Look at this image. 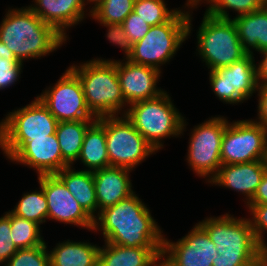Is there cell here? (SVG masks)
<instances>
[{
	"instance_id": "6da1fadb",
	"label": "cell",
	"mask_w": 267,
	"mask_h": 266,
	"mask_svg": "<svg viewBox=\"0 0 267 266\" xmlns=\"http://www.w3.org/2000/svg\"><path fill=\"white\" fill-rule=\"evenodd\" d=\"M95 230V231H94ZM104 241L127 247H163L164 234L149 208L135 194L104 208L94 219L93 231Z\"/></svg>"
},
{
	"instance_id": "7a4b0ae2",
	"label": "cell",
	"mask_w": 267,
	"mask_h": 266,
	"mask_svg": "<svg viewBox=\"0 0 267 266\" xmlns=\"http://www.w3.org/2000/svg\"><path fill=\"white\" fill-rule=\"evenodd\" d=\"M53 26L42 21L28 6L8 9L0 24V41L20 62L43 57L66 42Z\"/></svg>"
},
{
	"instance_id": "3957f363",
	"label": "cell",
	"mask_w": 267,
	"mask_h": 266,
	"mask_svg": "<svg viewBox=\"0 0 267 266\" xmlns=\"http://www.w3.org/2000/svg\"><path fill=\"white\" fill-rule=\"evenodd\" d=\"M198 224L217 248L212 266H254L258 244L248 218L233 215L208 217Z\"/></svg>"
},
{
	"instance_id": "277c9868",
	"label": "cell",
	"mask_w": 267,
	"mask_h": 266,
	"mask_svg": "<svg viewBox=\"0 0 267 266\" xmlns=\"http://www.w3.org/2000/svg\"><path fill=\"white\" fill-rule=\"evenodd\" d=\"M69 68L80 79L86 104L96 118L124 115L126 101L113 61L96 58Z\"/></svg>"
},
{
	"instance_id": "5b68a950",
	"label": "cell",
	"mask_w": 267,
	"mask_h": 266,
	"mask_svg": "<svg viewBox=\"0 0 267 266\" xmlns=\"http://www.w3.org/2000/svg\"><path fill=\"white\" fill-rule=\"evenodd\" d=\"M128 107L124 115L156 152L163 148L162 139L179 137L185 131L186 121L166 91L156 98L137 101Z\"/></svg>"
},
{
	"instance_id": "8992f818",
	"label": "cell",
	"mask_w": 267,
	"mask_h": 266,
	"mask_svg": "<svg viewBox=\"0 0 267 266\" xmlns=\"http://www.w3.org/2000/svg\"><path fill=\"white\" fill-rule=\"evenodd\" d=\"M192 14L179 11L167 22L151 26L148 33L133 43L128 60L135 64L151 66L161 71L160 66L170 61L191 33Z\"/></svg>"
},
{
	"instance_id": "52a82bcc",
	"label": "cell",
	"mask_w": 267,
	"mask_h": 266,
	"mask_svg": "<svg viewBox=\"0 0 267 266\" xmlns=\"http://www.w3.org/2000/svg\"><path fill=\"white\" fill-rule=\"evenodd\" d=\"M58 120L36 97L0 122V148L10 159L27 141L56 133Z\"/></svg>"
},
{
	"instance_id": "ba28073f",
	"label": "cell",
	"mask_w": 267,
	"mask_h": 266,
	"mask_svg": "<svg viewBox=\"0 0 267 266\" xmlns=\"http://www.w3.org/2000/svg\"><path fill=\"white\" fill-rule=\"evenodd\" d=\"M197 34V51L209 71L229 66L247 55L232 19L216 18L205 12Z\"/></svg>"
},
{
	"instance_id": "9c48e42d",
	"label": "cell",
	"mask_w": 267,
	"mask_h": 266,
	"mask_svg": "<svg viewBox=\"0 0 267 266\" xmlns=\"http://www.w3.org/2000/svg\"><path fill=\"white\" fill-rule=\"evenodd\" d=\"M104 127L110 166L135 169L156 150L145 140L133 123L118 115L97 118Z\"/></svg>"
},
{
	"instance_id": "30bf717a",
	"label": "cell",
	"mask_w": 267,
	"mask_h": 266,
	"mask_svg": "<svg viewBox=\"0 0 267 266\" xmlns=\"http://www.w3.org/2000/svg\"><path fill=\"white\" fill-rule=\"evenodd\" d=\"M227 125L225 117L217 116L195 126L191 131L186 160L197 176L207 177V182L222 165L221 144Z\"/></svg>"
},
{
	"instance_id": "8fae6325",
	"label": "cell",
	"mask_w": 267,
	"mask_h": 266,
	"mask_svg": "<svg viewBox=\"0 0 267 266\" xmlns=\"http://www.w3.org/2000/svg\"><path fill=\"white\" fill-rule=\"evenodd\" d=\"M267 129L251 120H238L228 125L221 144L223 165L266 160Z\"/></svg>"
},
{
	"instance_id": "7c38bea8",
	"label": "cell",
	"mask_w": 267,
	"mask_h": 266,
	"mask_svg": "<svg viewBox=\"0 0 267 266\" xmlns=\"http://www.w3.org/2000/svg\"><path fill=\"white\" fill-rule=\"evenodd\" d=\"M47 89L37 98L58 122L97 120L86 104L80 79L69 67L57 83Z\"/></svg>"
},
{
	"instance_id": "4fadbf2b",
	"label": "cell",
	"mask_w": 267,
	"mask_h": 266,
	"mask_svg": "<svg viewBox=\"0 0 267 266\" xmlns=\"http://www.w3.org/2000/svg\"><path fill=\"white\" fill-rule=\"evenodd\" d=\"M214 94L227 104L243 103L258 90L257 65L252 54L216 70L209 71Z\"/></svg>"
},
{
	"instance_id": "5bb4252c",
	"label": "cell",
	"mask_w": 267,
	"mask_h": 266,
	"mask_svg": "<svg viewBox=\"0 0 267 266\" xmlns=\"http://www.w3.org/2000/svg\"><path fill=\"white\" fill-rule=\"evenodd\" d=\"M193 227L177 242L164 237L161 266H212L217 248L198 223Z\"/></svg>"
},
{
	"instance_id": "9a60e30c",
	"label": "cell",
	"mask_w": 267,
	"mask_h": 266,
	"mask_svg": "<svg viewBox=\"0 0 267 266\" xmlns=\"http://www.w3.org/2000/svg\"><path fill=\"white\" fill-rule=\"evenodd\" d=\"M38 182L43 188L47 201V219L93 231L94 219L83 209L55 174L39 175Z\"/></svg>"
},
{
	"instance_id": "2e32d148",
	"label": "cell",
	"mask_w": 267,
	"mask_h": 266,
	"mask_svg": "<svg viewBox=\"0 0 267 266\" xmlns=\"http://www.w3.org/2000/svg\"><path fill=\"white\" fill-rule=\"evenodd\" d=\"M104 61H113L116 64L117 76L127 106L137 101L156 98L165 91L156 87L161 71L154 67L135 64L128 59L125 63L114 59Z\"/></svg>"
},
{
	"instance_id": "e0dca14e",
	"label": "cell",
	"mask_w": 267,
	"mask_h": 266,
	"mask_svg": "<svg viewBox=\"0 0 267 266\" xmlns=\"http://www.w3.org/2000/svg\"><path fill=\"white\" fill-rule=\"evenodd\" d=\"M9 160L34 168L39 175H52L70 166L61 155L56 134L27 141Z\"/></svg>"
},
{
	"instance_id": "ac0fdd59",
	"label": "cell",
	"mask_w": 267,
	"mask_h": 266,
	"mask_svg": "<svg viewBox=\"0 0 267 266\" xmlns=\"http://www.w3.org/2000/svg\"><path fill=\"white\" fill-rule=\"evenodd\" d=\"M267 170L266 160L221 165L217 174L208 182L242 193L248 204Z\"/></svg>"
},
{
	"instance_id": "d6986e66",
	"label": "cell",
	"mask_w": 267,
	"mask_h": 266,
	"mask_svg": "<svg viewBox=\"0 0 267 266\" xmlns=\"http://www.w3.org/2000/svg\"><path fill=\"white\" fill-rule=\"evenodd\" d=\"M28 6L42 21L67 38L66 30L85 18L84 0H33Z\"/></svg>"
},
{
	"instance_id": "ffe728a7",
	"label": "cell",
	"mask_w": 267,
	"mask_h": 266,
	"mask_svg": "<svg viewBox=\"0 0 267 266\" xmlns=\"http://www.w3.org/2000/svg\"><path fill=\"white\" fill-rule=\"evenodd\" d=\"M132 170L109 166L93 172L98 213L134 193L129 174Z\"/></svg>"
},
{
	"instance_id": "44dd1931",
	"label": "cell",
	"mask_w": 267,
	"mask_h": 266,
	"mask_svg": "<svg viewBox=\"0 0 267 266\" xmlns=\"http://www.w3.org/2000/svg\"><path fill=\"white\" fill-rule=\"evenodd\" d=\"M163 247H127L105 242L98 266H161ZM159 261V262H158Z\"/></svg>"
},
{
	"instance_id": "7402d4cb",
	"label": "cell",
	"mask_w": 267,
	"mask_h": 266,
	"mask_svg": "<svg viewBox=\"0 0 267 266\" xmlns=\"http://www.w3.org/2000/svg\"><path fill=\"white\" fill-rule=\"evenodd\" d=\"M243 50L254 54L267 49V3L260 9L232 19Z\"/></svg>"
},
{
	"instance_id": "603a6c76",
	"label": "cell",
	"mask_w": 267,
	"mask_h": 266,
	"mask_svg": "<svg viewBox=\"0 0 267 266\" xmlns=\"http://www.w3.org/2000/svg\"><path fill=\"white\" fill-rule=\"evenodd\" d=\"M73 166L64 167L55 175L65 184L83 209L95 219L98 211L93 172L76 170Z\"/></svg>"
},
{
	"instance_id": "cb8c5ba5",
	"label": "cell",
	"mask_w": 267,
	"mask_h": 266,
	"mask_svg": "<svg viewBox=\"0 0 267 266\" xmlns=\"http://www.w3.org/2000/svg\"><path fill=\"white\" fill-rule=\"evenodd\" d=\"M100 246L89 242L64 241L48 251L50 266H98Z\"/></svg>"
},
{
	"instance_id": "d4e9b609",
	"label": "cell",
	"mask_w": 267,
	"mask_h": 266,
	"mask_svg": "<svg viewBox=\"0 0 267 266\" xmlns=\"http://www.w3.org/2000/svg\"><path fill=\"white\" fill-rule=\"evenodd\" d=\"M78 160L91 172L110 166L105 129L97 120L85 132Z\"/></svg>"
},
{
	"instance_id": "484cf974",
	"label": "cell",
	"mask_w": 267,
	"mask_h": 266,
	"mask_svg": "<svg viewBox=\"0 0 267 266\" xmlns=\"http://www.w3.org/2000/svg\"><path fill=\"white\" fill-rule=\"evenodd\" d=\"M95 120L63 121L58 122L56 136L62 158L72 166L78 159L83 138L88 127Z\"/></svg>"
},
{
	"instance_id": "4316f807",
	"label": "cell",
	"mask_w": 267,
	"mask_h": 266,
	"mask_svg": "<svg viewBox=\"0 0 267 266\" xmlns=\"http://www.w3.org/2000/svg\"><path fill=\"white\" fill-rule=\"evenodd\" d=\"M5 215L10 219L11 238L17 249L33 248L45 243L39 224L15 216L10 210Z\"/></svg>"
},
{
	"instance_id": "83f0119b",
	"label": "cell",
	"mask_w": 267,
	"mask_h": 266,
	"mask_svg": "<svg viewBox=\"0 0 267 266\" xmlns=\"http://www.w3.org/2000/svg\"><path fill=\"white\" fill-rule=\"evenodd\" d=\"M39 191L27 192L10 212L15 216L33 221L39 225L46 222L48 206L43 188Z\"/></svg>"
},
{
	"instance_id": "f1b7e54d",
	"label": "cell",
	"mask_w": 267,
	"mask_h": 266,
	"mask_svg": "<svg viewBox=\"0 0 267 266\" xmlns=\"http://www.w3.org/2000/svg\"><path fill=\"white\" fill-rule=\"evenodd\" d=\"M209 4L206 13L220 19H231L228 10H233L240 16L262 8L267 0H203Z\"/></svg>"
},
{
	"instance_id": "f546056e",
	"label": "cell",
	"mask_w": 267,
	"mask_h": 266,
	"mask_svg": "<svg viewBox=\"0 0 267 266\" xmlns=\"http://www.w3.org/2000/svg\"><path fill=\"white\" fill-rule=\"evenodd\" d=\"M164 0H135L133 11L150 26L169 21L179 10H168Z\"/></svg>"
},
{
	"instance_id": "4dcf8cb0",
	"label": "cell",
	"mask_w": 267,
	"mask_h": 266,
	"mask_svg": "<svg viewBox=\"0 0 267 266\" xmlns=\"http://www.w3.org/2000/svg\"><path fill=\"white\" fill-rule=\"evenodd\" d=\"M135 0H104L92 13L100 23H119L133 11Z\"/></svg>"
},
{
	"instance_id": "1f68e13d",
	"label": "cell",
	"mask_w": 267,
	"mask_h": 266,
	"mask_svg": "<svg viewBox=\"0 0 267 266\" xmlns=\"http://www.w3.org/2000/svg\"><path fill=\"white\" fill-rule=\"evenodd\" d=\"M46 243L33 248L18 249L4 266H50Z\"/></svg>"
},
{
	"instance_id": "d6a6232c",
	"label": "cell",
	"mask_w": 267,
	"mask_h": 266,
	"mask_svg": "<svg viewBox=\"0 0 267 266\" xmlns=\"http://www.w3.org/2000/svg\"><path fill=\"white\" fill-rule=\"evenodd\" d=\"M247 208L253 215L252 219L248 218L253 234L258 242V244L265 245L263 238L264 231H267V204H246Z\"/></svg>"
},
{
	"instance_id": "836d02e7",
	"label": "cell",
	"mask_w": 267,
	"mask_h": 266,
	"mask_svg": "<svg viewBox=\"0 0 267 266\" xmlns=\"http://www.w3.org/2000/svg\"><path fill=\"white\" fill-rule=\"evenodd\" d=\"M10 219L4 214L0 217V264L7 261L18 251L11 238Z\"/></svg>"
},
{
	"instance_id": "e575fe53",
	"label": "cell",
	"mask_w": 267,
	"mask_h": 266,
	"mask_svg": "<svg viewBox=\"0 0 267 266\" xmlns=\"http://www.w3.org/2000/svg\"><path fill=\"white\" fill-rule=\"evenodd\" d=\"M101 25L107 27V38L110 41V43H113L124 51L125 53V59H128L129 56L132 53V46L133 43L128 38V35L126 34L124 30L123 24L119 23H100Z\"/></svg>"
},
{
	"instance_id": "d590c367",
	"label": "cell",
	"mask_w": 267,
	"mask_h": 266,
	"mask_svg": "<svg viewBox=\"0 0 267 266\" xmlns=\"http://www.w3.org/2000/svg\"><path fill=\"white\" fill-rule=\"evenodd\" d=\"M23 62L0 58V90L8 88L19 80Z\"/></svg>"
},
{
	"instance_id": "8d00e7d4",
	"label": "cell",
	"mask_w": 267,
	"mask_h": 266,
	"mask_svg": "<svg viewBox=\"0 0 267 266\" xmlns=\"http://www.w3.org/2000/svg\"><path fill=\"white\" fill-rule=\"evenodd\" d=\"M128 38L132 43L141 40L150 30L151 26L139 15L132 11L122 23Z\"/></svg>"
},
{
	"instance_id": "74e56055",
	"label": "cell",
	"mask_w": 267,
	"mask_h": 266,
	"mask_svg": "<svg viewBox=\"0 0 267 266\" xmlns=\"http://www.w3.org/2000/svg\"><path fill=\"white\" fill-rule=\"evenodd\" d=\"M258 123L267 129V84L258 86Z\"/></svg>"
},
{
	"instance_id": "f35d334b",
	"label": "cell",
	"mask_w": 267,
	"mask_h": 266,
	"mask_svg": "<svg viewBox=\"0 0 267 266\" xmlns=\"http://www.w3.org/2000/svg\"><path fill=\"white\" fill-rule=\"evenodd\" d=\"M248 204H267V170L252 200Z\"/></svg>"
},
{
	"instance_id": "ab89813d",
	"label": "cell",
	"mask_w": 267,
	"mask_h": 266,
	"mask_svg": "<svg viewBox=\"0 0 267 266\" xmlns=\"http://www.w3.org/2000/svg\"><path fill=\"white\" fill-rule=\"evenodd\" d=\"M260 53L263 59L257 65V80L259 84H267V49Z\"/></svg>"
},
{
	"instance_id": "60d3db41",
	"label": "cell",
	"mask_w": 267,
	"mask_h": 266,
	"mask_svg": "<svg viewBox=\"0 0 267 266\" xmlns=\"http://www.w3.org/2000/svg\"><path fill=\"white\" fill-rule=\"evenodd\" d=\"M254 266H267V244L259 247Z\"/></svg>"
},
{
	"instance_id": "b9f144b4",
	"label": "cell",
	"mask_w": 267,
	"mask_h": 266,
	"mask_svg": "<svg viewBox=\"0 0 267 266\" xmlns=\"http://www.w3.org/2000/svg\"><path fill=\"white\" fill-rule=\"evenodd\" d=\"M0 57L5 58L7 60H17L14 56L13 52L9 50L6 44L0 41Z\"/></svg>"
},
{
	"instance_id": "7bdbcfd3",
	"label": "cell",
	"mask_w": 267,
	"mask_h": 266,
	"mask_svg": "<svg viewBox=\"0 0 267 266\" xmlns=\"http://www.w3.org/2000/svg\"><path fill=\"white\" fill-rule=\"evenodd\" d=\"M104 0H84V3L85 2H87V3H85V6L88 4V3H94V5L92 6V8L90 9V11H89V13L90 14H88L89 16H91V13L103 2Z\"/></svg>"
},
{
	"instance_id": "ee69618b",
	"label": "cell",
	"mask_w": 267,
	"mask_h": 266,
	"mask_svg": "<svg viewBox=\"0 0 267 266\" xmlns=\"http://www.w3.org/2000/svg\"><path fill=\"white\" fill-rule=\"evenodd\" d=\"M202 0H187V3H185V5L188 7L187 9L189 10V8L193 9L194 7L196 8L197 5L201 4Z\"/></svg>"
}]
</instances>
